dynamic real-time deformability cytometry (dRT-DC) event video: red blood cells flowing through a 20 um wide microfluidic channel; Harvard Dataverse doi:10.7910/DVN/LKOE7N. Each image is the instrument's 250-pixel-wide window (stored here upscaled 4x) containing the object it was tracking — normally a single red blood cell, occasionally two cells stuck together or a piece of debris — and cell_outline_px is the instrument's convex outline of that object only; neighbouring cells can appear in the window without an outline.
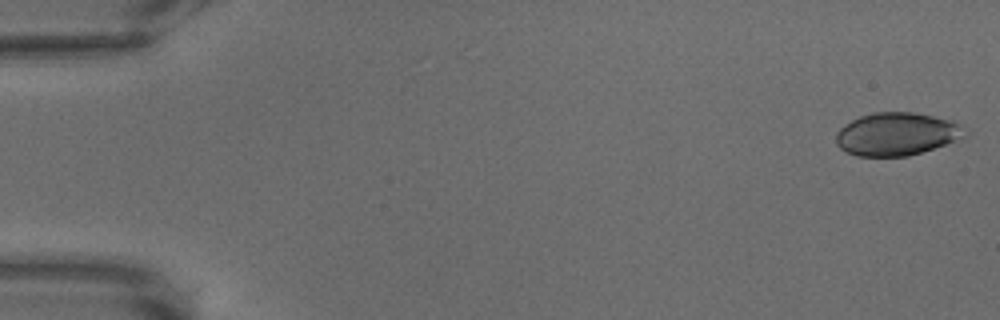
{"species": "common noctule bat (a hibernating species)", "species_latin": "Nyctalus noctula", "temperature_condition": "warm", "stored_images_in_passage": 68, "camera_frame_rate_fps": 3000, "um_per_image_px": 0.085, "animal": {"sex": "male", "body_mass_g": 18.8}, "frame": {"image": 1, "passage_image": 1, "time_ms": 0.0, "image_size_px": [1000, 320], "cell_outline_px": [[968, 136], [908, 156], [856, 156], [840, 148], [836, 144], [836, 132], [844, 124], [860, 116], [872, 112], [912, 112], [952, 120], [968, 128]], "centroid_in_image_um": [76.23, 11.38], "position_along_channel_um": 8.8, "area_um2": 32.31}}
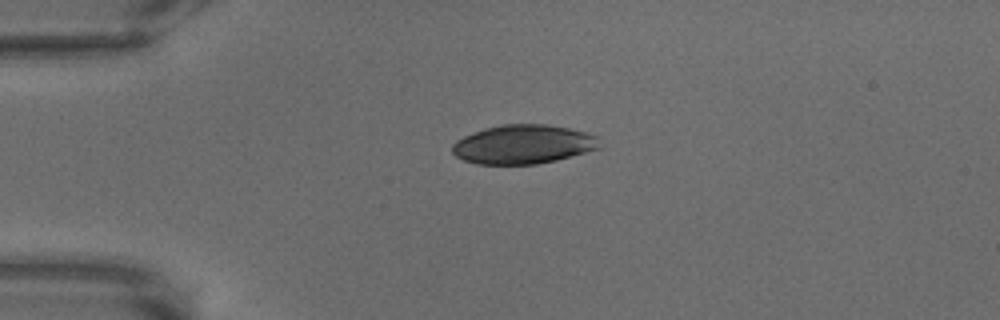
{"frame": {"image": 2, "passage_image": 16, "time_ms": 5.0, "image_size_px": [1000, 320], "cell_outline_px": [[600, 148], [572, 156], [556, 160], [536, 164], [476, 164], [464, 160], [456, 156], [452, 152], [452, 144], [456, 140], [464, 136], [484, 128], [500, 124], [548, 124], [568, 128], [600, 136]], "centroid_in_image_um": [44.48, 12.26], "position_along_channel_um": 40.5, "area_um2": 33.7}}